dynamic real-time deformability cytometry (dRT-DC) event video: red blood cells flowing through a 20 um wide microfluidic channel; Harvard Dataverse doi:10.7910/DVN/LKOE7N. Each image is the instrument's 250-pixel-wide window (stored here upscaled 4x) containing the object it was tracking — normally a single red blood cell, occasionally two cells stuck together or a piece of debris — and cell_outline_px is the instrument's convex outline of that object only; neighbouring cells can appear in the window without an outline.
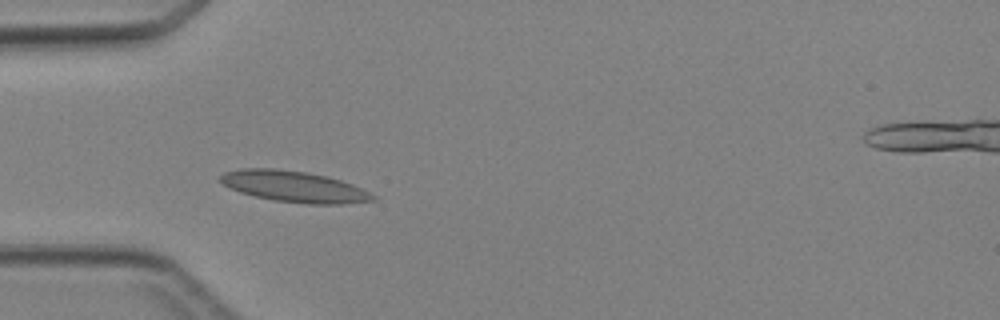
{"species": "Egyptian fruit bat (a non-hibernating species)", "species_latin": "Rousettus aegyptiacus", "temperature_condition": "cold", "stored_images_in_passage": 33, "camera_frame_rate_fps": 3000, "um_per_image_px": 0.085, "animal": {"sex": "female"}, "frame": {"image": 1, "passage_image": 1, "time_ms": 0.0, "image_size_px": [1000, 320], "cell_outline_px": [[376, 200], [344, 204], [308, 204], [272, 200], [240, 192], [224, 184], [220, 180], [220, 176], [224, 172], [240, 168], [276, 168], [304, 172], [328, 176], [352, 184], [376, 196]], "centroid_in_image_um": [25.0, 15.86], "position_along_channel_um": 60.0, "area_um2": 27.51}}
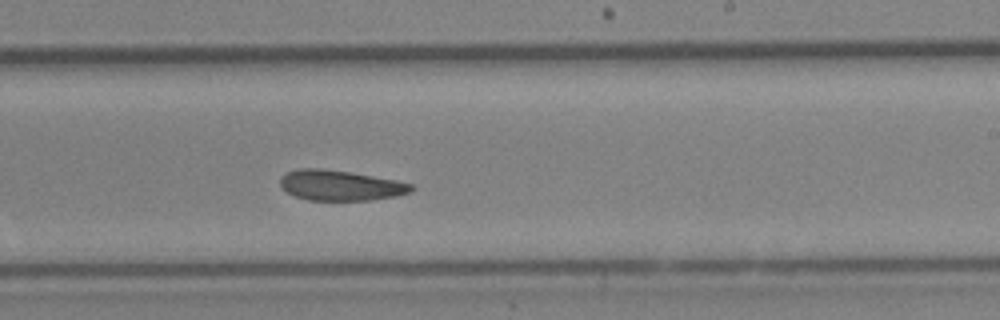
{"frame": {"image": 2, "passage_image": 15, "time_ms": 4.667, "image_size_px": [1000, 320], "cell_outline_px": [[416, 188], [412, 192], [396, 196], [372, 200], [308, 200], [296, 196], [288, 192], [280, 184], [280, 176], [296, 168], [320, 168], [352, 172], [396, 180], [412, 184]], "centroid_in_image_um": [28.96, 15.75], "position_along_channel_um": 260.0, "area_um2": 23.29}}
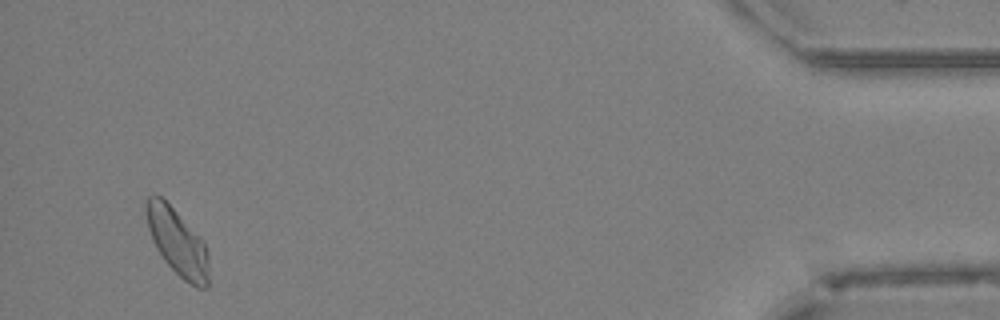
{"frame": {"image": 3, "passage_image": 31, "time_ms": 10.0, "image_size_px": [1000, 320], "cell_outline_px": [[208, 288], [196, 288], [184, 280], [164, 260], [156, 248], [152, 240], [148, 228], [144, 208], [144, 204], [148, 196], [160, 196], [176, 212], [204, 244], [208, 256]], "centroid_in_image_um": [15.04, 20.61], "position_along_channel_um": 420.2, "area_um2": 23.7}}